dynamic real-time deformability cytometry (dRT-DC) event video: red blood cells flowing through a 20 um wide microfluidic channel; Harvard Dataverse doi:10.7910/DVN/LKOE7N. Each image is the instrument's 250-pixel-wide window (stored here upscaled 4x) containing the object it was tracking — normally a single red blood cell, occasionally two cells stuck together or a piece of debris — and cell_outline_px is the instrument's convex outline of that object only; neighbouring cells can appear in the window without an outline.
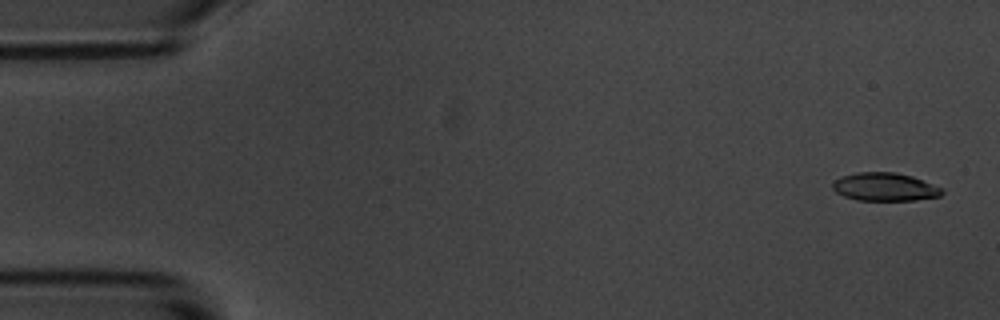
{"species": "common noctule bat (a hibernating species)", "species_latin": "Nyctalus noctula", "temperature_condition": "room temperature", "stored_images_in_passage": 5, "camera_frame_rate_fps": 3000, "um_per_image_px": 0.085, "animal": {"sex": "male", "body_mass_g": 20.1, "forearm_length_mm": 53.5}, "frame": {"image": 1, "passage_image": 1, "time_ms": 0.0, "image_size_px": [1000, 320], "cell_outline_px": [[944, 192], [940, 196], [916, 200], [856, 200], [844, 196], [836, 192], [832, 188], [832, 184], [840, 176], [856, 172], [896, 172], [912, 176], [944, 188]], "centroid_in_image_um": [75.22, 15.88], "position_along_channel_um": 9.8, "area_um2": 18.09}}
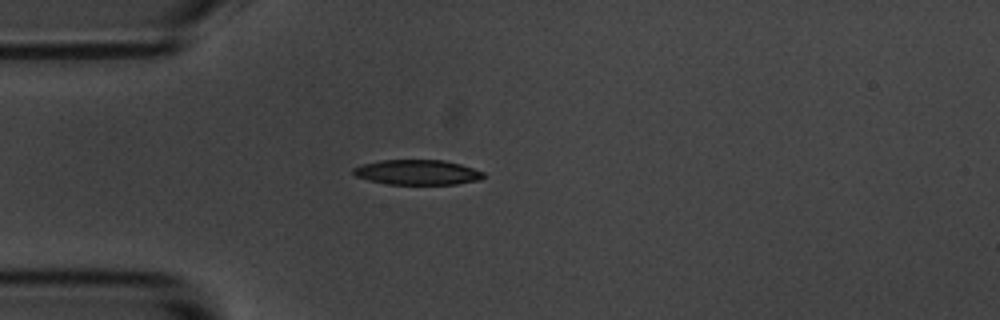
{"frame": {"image": 2, "passage_image": 4, "time_ms": 4.333, "image_size_px": [1000, 320], "cell_outline_px": [[484, 176], [480, 180], [456, 184], [388, 184], [368, 180], [356, 176], [352, 172], [352, 168], [360, 164], [380, 160], [444, 160], [460, 164], [484, 172]], "centroid_in_image_um": [35.45, 14.64], "position_along_channel_um": 49.6, "area_um2": 19.02}}